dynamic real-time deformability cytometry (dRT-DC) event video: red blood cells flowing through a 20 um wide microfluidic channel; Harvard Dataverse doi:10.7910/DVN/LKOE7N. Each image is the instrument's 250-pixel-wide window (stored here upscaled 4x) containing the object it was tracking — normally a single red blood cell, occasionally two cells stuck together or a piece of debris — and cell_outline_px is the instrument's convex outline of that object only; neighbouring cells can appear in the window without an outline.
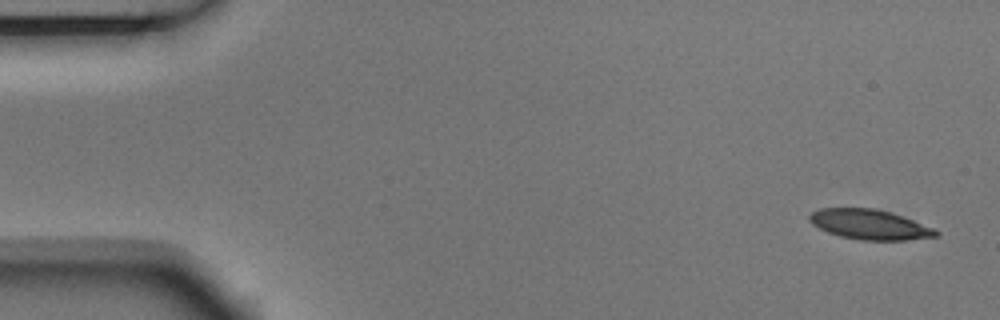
{"species": "Egyptian fruit bat (a non-hibernating species)", "species_latin": "Rousettus aegyptiacus", "temperature_condition": "room temperature", "stored_images_in_passage": 6, "camera_frame_rate_fps": 3000, "um_per_image_px": 0.085, "animal": {"sex": "male"}, "frame": {"image": 1, "passage_image": 1, "time_ms": 0.0, "image_size_px": [1000, 320], "cell_outline_px": [[940, 232], [936, 236], [904, 240], [860, 240], [840, 236], [828, 232], [812, 224], [808, 220], [808, 216], [812, 212], [820, 208], [872, 208], [892, 212], [932, 228]], "centroid_in_image_um": [73.87, 19.07], "position_along_channel_um": 11.1, "area_um2": 21.85}}
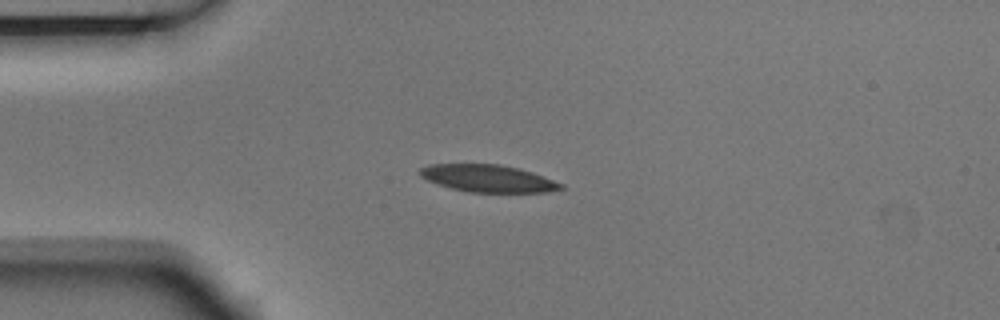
{"frame": {"image": 2, "passage_image": 4, "time_ms": 1.0, "image_size_px": [1000, 320], "cell_outline_px": [[564, 188], [548, 192], [468, 192], [436, 184], [420, 176], [420, 168], [428, 164], [500, 164], [532, 172], [564, 184]], "centroid_in_image_um": [41.47, 15.16], "position_along_channel_um": 43.5, "area_um2": 22.31}}
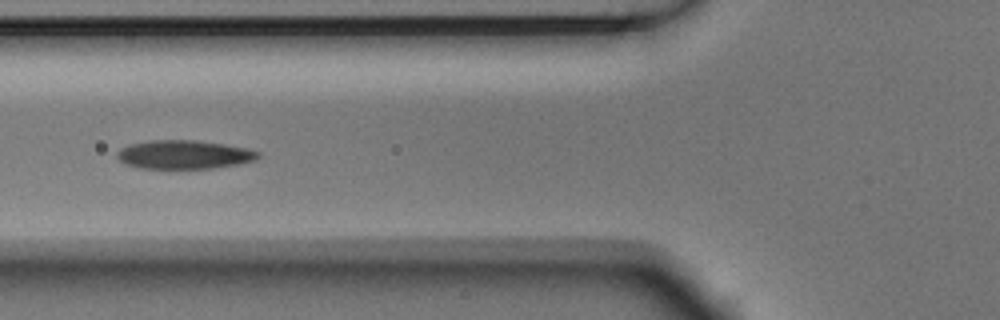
{"frame": {"image": 3, "passage_image": 6, "time_ms": 1.667, "image_size_px": [1000, 320], "cell_outline_px": [[260, 156], [256, 160], [240, 164], [212, 168], [140, 168], [124, 164], [116, 156], [116, 152], [120, 148], [128, 144], [148, 140], [196, 140], [224, 144], [248, 148], [260, 152]], "centroid_in_image_um": [15.64, 13.13], "position_along_channel_um": 110.2, "area_um2": 23.81}}